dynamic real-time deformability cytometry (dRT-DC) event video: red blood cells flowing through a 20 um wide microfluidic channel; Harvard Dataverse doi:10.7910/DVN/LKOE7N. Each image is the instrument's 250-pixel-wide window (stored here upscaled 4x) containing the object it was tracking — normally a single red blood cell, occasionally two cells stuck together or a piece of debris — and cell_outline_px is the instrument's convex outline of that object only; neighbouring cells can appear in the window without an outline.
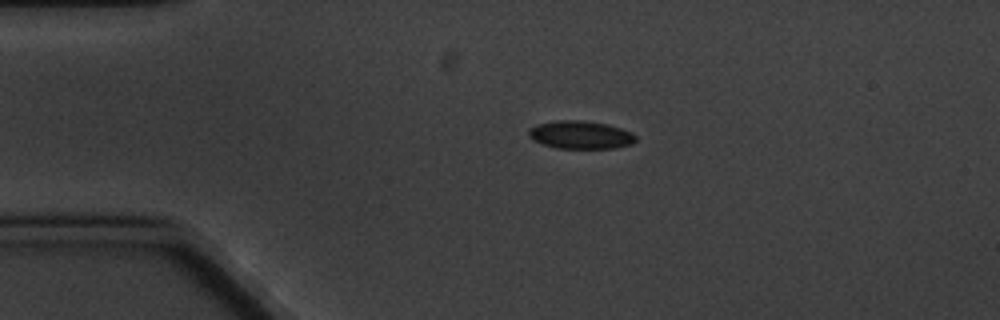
{"species": "common noctule bat (a hibernating species)", "species_latin": "Nyctalus noctula", "temperature_condition": "cold", "stored_images_in_passage": 7, "camera_frame_rate_fps": 3000, "um_per_image_px": 0.085, "animal": {"sex": "male", "body_mass_g": 20.1, "forearm_length_mm": 53.5}, "frame": {"image": 1, "passage_image": 3, "time_ms": 2.333, "image_size_px": [1000, 320], "cell_outline_px": [[636, 140], [632, 144], [616, 148], [556, 148], [532, 140], [528, 136], [528, 128], [536, 124], [556, 120], [580, 120], [608, 124], [632, 132], [636, 136]], "centroid_in_image_um": [49.33, 11.46], "position_along_channel_um": 35.7, "area_um2": 17.63}}
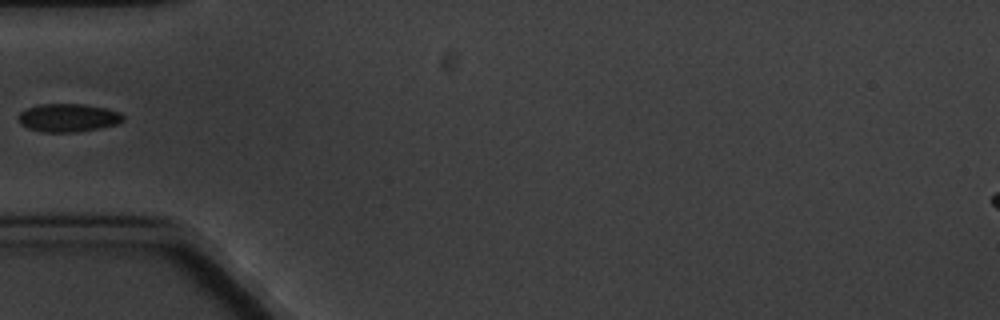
{"frame": {"image": 2, "passage_image": 5, "time_ms": 4.667, "image_size_px": [1000, 320], "cell_outline_px": [[124, 120], [116, 124], [100, 128], [76, 132], [44, 132], [28, 128], [20, 124], [20, 112], [28, 108], [40, 104], [84, 104], [108, 108], [120, 112], [124, 116]], "centroid_in_image_um": [5.84, 10.0], "position_along_channel_um": 79.2, "area_um2": 17.17}}
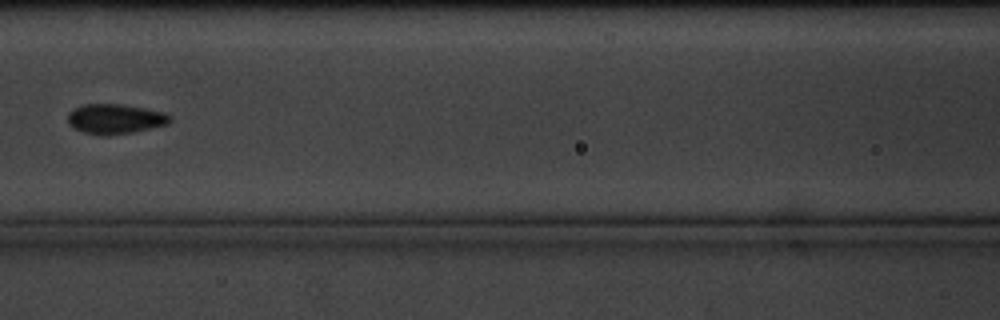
{"frame": {"image": 3, "passage_image": 7, "time_ms": 7.0, "image_size_px": [1000, 320], "cell_outline_px": [[172, 120], [168, 124], [132, 132], [108, 136], [84, 132], [72, 128], [68, 124], [68, 112], [72, 108], [80, 104], [124, 104], [164, 112], [172, 116]], "centroid_in_image_um": [9.76, 10.1], "position_along_channel_um": 156.8, "area_um2": 18.03}}